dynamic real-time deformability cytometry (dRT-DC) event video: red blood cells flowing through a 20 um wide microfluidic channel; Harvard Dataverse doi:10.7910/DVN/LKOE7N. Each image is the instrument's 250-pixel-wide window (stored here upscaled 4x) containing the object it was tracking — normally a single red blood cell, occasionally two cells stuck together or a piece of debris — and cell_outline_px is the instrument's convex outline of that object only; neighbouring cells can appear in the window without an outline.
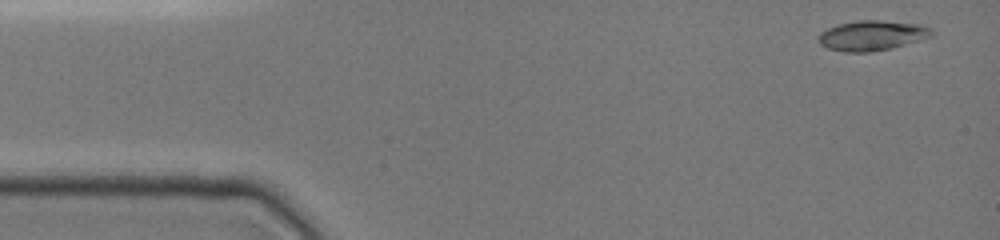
{"species": "common noctule bat (a hibernating species)", "species_latin": "Nyctalus noctula", "temperature_condition": "cold", "stored_images_in_passage": 46, "camera_frame_rate_fps": 3000, "um_per_image_px": 0.085, "animal": {"sex": "female", "body_mass_g": 19.0, "forearm_length_mm": 51.5}, "frame": {"image": 1, "passage_image": 3, "time_ms": 0.333, "image_size_px": [1000, 240], "cell_outline_px": [[932, 36], [892, 48], [872, 52], [844, 52], [828, 48], [820, 44], [816, 36], [820, 32], [828, 28], [840, 24], [860, 20], [880, 20], [920, 24], [932, 28]], "centroid_in_image_um": [74.1, 3.02], "position_along_channel_um": 10.9, "area_um2": 19.83}}
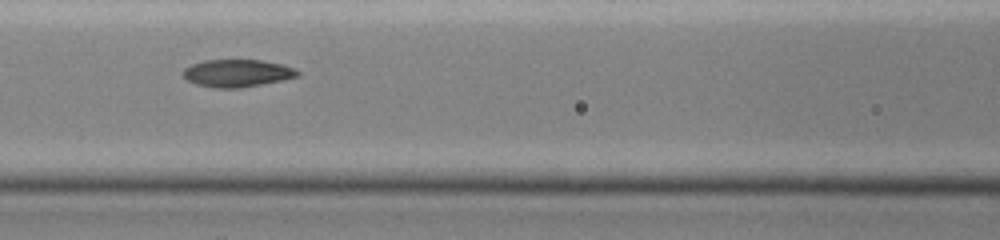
{"frame": {"image": 2, "passage_image": 25, "time_ms": 6.333, "image_size_px": [1000, 240], "cell_outline_px": [[300, 76], [240, 88], [216, 88], [196, 84], [188, 80], [180, 72], [184, 68], [192, 64], [204, 60], [260, 60], [280, 64], [296, 68], [300, 72]], "centroid_in_image_um": [20.14, 6.21], "position_along_channel_um": 146.5, "area_um2": 18.26}}
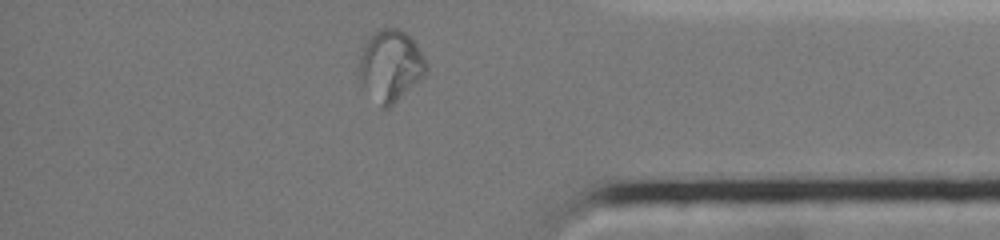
{"frame": {"image": 3, "passage_image": 43, "time_ms": 13.0, "image_size_px": [1000, 240], "cell_outline_px": [[428, 72], [420, 80], [388, 108], [380, 108], [356, 80], [360, 56], [364, 44], [380, 28], [396, 28], [404, 32], [416, 44], [424, 56], [428, 64]], "centroid_in_image_um": [33.16, 5.62], "position_along_channel_um": 402.0, "area_um2": 28.21}, "authors_computed_cell_mechanics": {"area_um2": 18.8717, "velocity_mm_per_s": 3.9718, "shape_relaxation_time_tau1_ms": null, "shape_relaxation_time_tau2_ms": 1.6131, "deformation_change_tau1": null, "deformation_change_tau2": 0.0407}}